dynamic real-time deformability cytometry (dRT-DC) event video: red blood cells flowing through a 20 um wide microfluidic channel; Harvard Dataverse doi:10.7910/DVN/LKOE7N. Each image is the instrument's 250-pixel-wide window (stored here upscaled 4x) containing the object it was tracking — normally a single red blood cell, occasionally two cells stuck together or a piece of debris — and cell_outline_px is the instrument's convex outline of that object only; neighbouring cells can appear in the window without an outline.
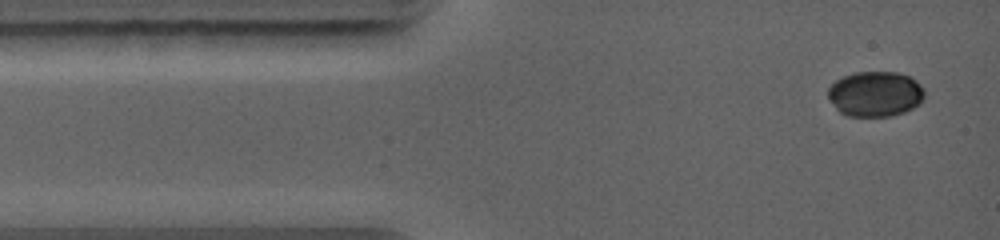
{"species": "common noctule bat (a hibernating species)", "species_latin": "Nyctalus noctula", "temperature_condition": "warm", "stored_images_in_passage": 12, "camera_frame_rate_fps": 5000, "um_per_image_px": 0.085, "animal": {"sex": "female", "body_mass_g": 19.0, "forearm_length_mm": 56.7}, "frame": {"image": 1, "passage_image": 1, "time_ms": 0.0, "image_size_px": [1000, 240], "cell_outline_px": [[924, 96], [920, 104], [904, 112], [892, 116], [848, 116], [840, 112], [836, 108], [828, 96], [828, 88], [836, 80], [844, 76], [856, 72], [896, 72], [912, 76], [924, 88]], "centroid_in_image_um": [74.43, 7.98], "position_along_channel_um": 10.6, "area_um2": 25.55}}
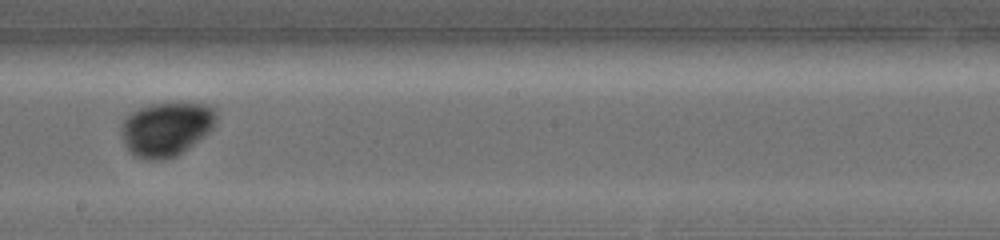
{"frame": {"image": 2, "passage_image": 8, "time_ms": 6.0, "image_size_px": [1000, 240], "cell_outline_px": [[216, 124], [204, 136], [176, 156], [160, 160], [148, 160], [132, 156], [128, 152], [124, 144], [120, 132], [120, 124], [132, 112], [140, 108], [152, 104], [208, 104], [216, 112]], "centroid_in_image_um": [14.09, 10.99], "position_along_channel_um": 234.1, "area_um2": 29.82}}
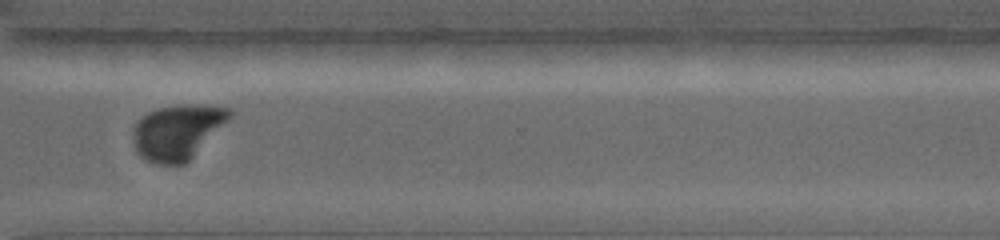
{"frame": {"image": 3, "passage_image": 11, "time_ms": 8.6, "image_size_px": [1000, 240], "cell_outline_px": [[232, 116], [184, 164], [160, 164], [148, 160], [140, 156], [136, 152], [132, 132], [132, 128], [136, 120], [148, 112], [156, 108], [176, 104], [192, 104], [232, 108]], "centroid_in_image_um": [15.04, 11.17], "position_along_channel_um": 355.6, "area_um2": 30.75}}